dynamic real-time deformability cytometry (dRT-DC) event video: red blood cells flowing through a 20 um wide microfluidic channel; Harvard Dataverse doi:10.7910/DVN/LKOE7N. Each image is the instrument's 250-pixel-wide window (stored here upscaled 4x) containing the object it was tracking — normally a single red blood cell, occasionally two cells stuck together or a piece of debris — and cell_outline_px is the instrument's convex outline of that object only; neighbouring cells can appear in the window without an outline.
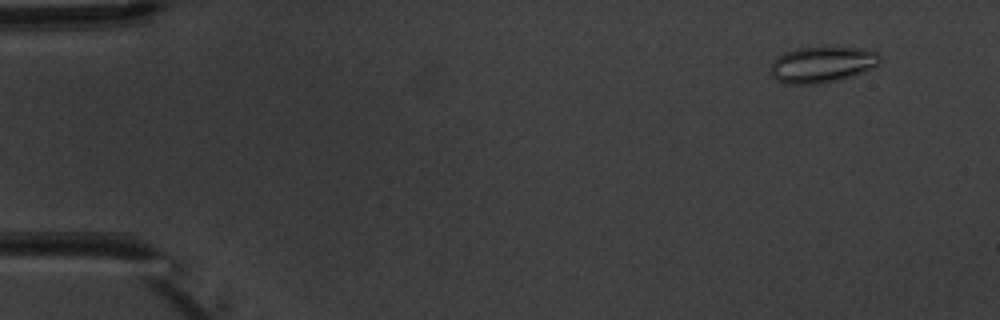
{"species": "common noctule bat (a hibernating species)", "species_latin": "Nyctalus noctula", "temperature_condition": "warm", "stored_images_in_passage": 7, "camera_frame_rate_fps": 3000, "um_per_image_px": 0.085, "animal": {"sex": "male", "body_mass_g": 20.1, "forearm_length_mm": 53.5}, "frame": {"image": 1, "passage_image": 2, "time_ms": 1.333, "image_size_px": [1000, 320], "cell_outline_px": [[880, 64], [864, 72], [840, 80], [820, 84], [788, 84], [776, 80], [772, 76], [772, 60], [784, 52], [796, 48], [820, 44], [824, 44], [860, 48], [876, 52], [880, 56]], "centroid_in_image_um": [69.89, 5.44], "position_along_channel_um": 15.1, "area_um2": 23.93}}
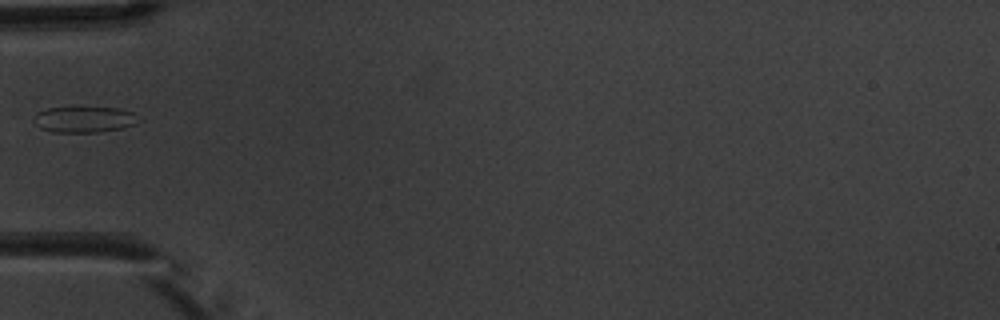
{"frame": {"image": 2, "passage_image": 6, "time_ms": 6.0, "image_size_px": [1000, 320], "cell_outline_px": [[136, 124], [120, 128], [96, 132], [52, 132], [40, 128], [32, 120], [36, 112], [48, 108], [120, 108], [132, 112]], "centroid_in_image_um": [7.06, 10.16], "position_along_channel_um": 77.9, "area_um2": 15.49}}
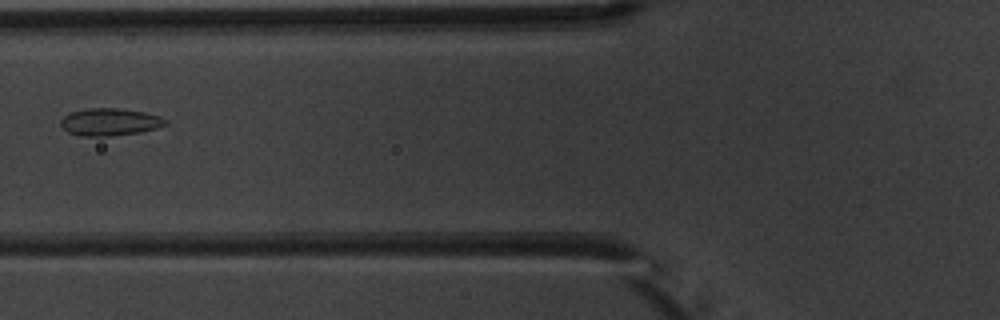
{"frame": {"image": 3, "passage_image": 7, "time_ms": 7.0, "image_size_px": [1000, 320], "cell_outline_px": [[168, 124], [156, 128], [140, 132], [112, 136], [80, 136], [68, 132], [60, 124], [60, 120], [64, 116], [72, 112], [88, 108], [120, 108], [144, 112], [160, 116], [168, 120]], "centroid_in_image_um": [9.35, 10.37], "position_along_channel_um": 116.4, "area_um2": 16.76}}